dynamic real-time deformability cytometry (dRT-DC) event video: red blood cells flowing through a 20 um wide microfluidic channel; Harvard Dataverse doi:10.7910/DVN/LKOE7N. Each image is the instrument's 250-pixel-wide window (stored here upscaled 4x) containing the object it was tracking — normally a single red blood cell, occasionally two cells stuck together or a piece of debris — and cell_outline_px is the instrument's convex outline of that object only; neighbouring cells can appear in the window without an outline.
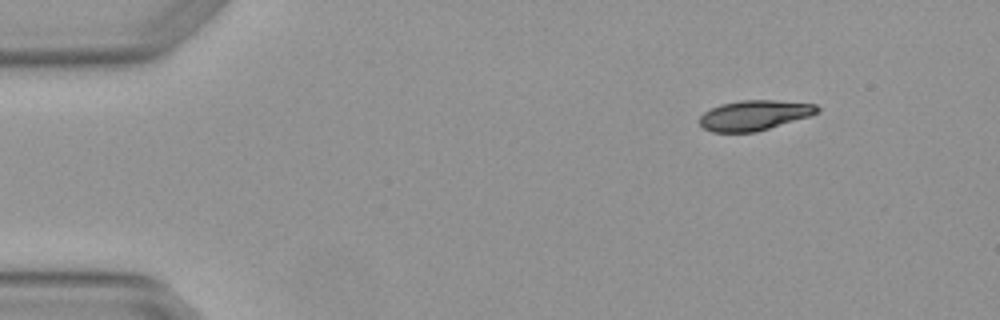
{"species": "Egyptian fruit bat (a non-hibernating species)", "species_latin": "Rousettus aegyptiacus", "temperature_condition": "warm", "stored_images_in_passage": 3, "camera_frame_rate_fps": 3000, "um_per_image_px": 0.085, "animal": {"sex": "female"}, "frame": {"image": 1, "passage_image": 1, "time_ms": 0.0, "image_size_px": [1000, 320], "cell_outline_px": [[820, 112], [812, 116], [756, 132], [712, 132], [704, 128], [700, 124], [700, 116], [704, 112], [720, 104], [740, 100], [776, 100], [816, 104], [820, 108]], "centroid_in_image_um": [64.17, 9.79], "position_along_channel_um": 20.8, "area_um2": 20.81}}